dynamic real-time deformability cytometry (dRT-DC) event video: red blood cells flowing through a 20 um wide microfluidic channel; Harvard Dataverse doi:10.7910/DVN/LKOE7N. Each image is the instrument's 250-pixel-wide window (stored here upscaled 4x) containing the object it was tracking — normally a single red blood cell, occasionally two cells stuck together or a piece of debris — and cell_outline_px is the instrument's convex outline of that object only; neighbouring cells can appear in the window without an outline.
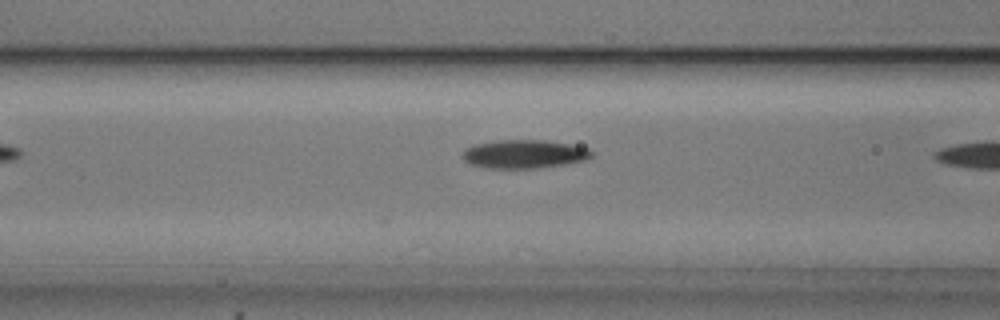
{"species": "common noctule bat (a hibernating species)", "species_latin": "Nyctalus noctula", "temperature_condition": "cold", "stored_images_in_passage": 4, "camera_frame_rate_fps": 3000, "um_per_image_px": 0.085, "animal": {"sex": "male", "body_mass_g": 20.5, "forearm_length_mm": 52.5}, "frame": {"image": 1, "passage_image": 4, "time_ms": 1.0, "image_size_px": [1000, 320], "cell_outline_px": [[596, 152], [588, 160], [568, 164], [540, 168], [488, 168], [472, 164], [464, 160], [460, 156], [464, 148], [476, 144], [496, 140], [544, 140], [572, 144], [588, 148]], "centroid_in_image_um": [44.6, 13.09], "position_along_channel_um": 122.0, "area_um2": 21.85}}